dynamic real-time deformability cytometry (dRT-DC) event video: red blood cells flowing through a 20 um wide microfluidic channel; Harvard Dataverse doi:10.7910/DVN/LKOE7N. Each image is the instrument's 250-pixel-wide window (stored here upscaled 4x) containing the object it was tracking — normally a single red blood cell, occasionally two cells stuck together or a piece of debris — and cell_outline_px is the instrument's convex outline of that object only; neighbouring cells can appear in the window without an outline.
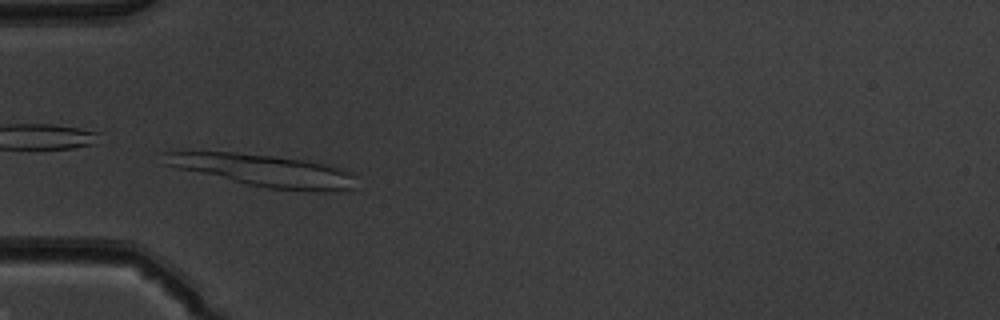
{"species": "common noctule bat (a hibernating species)", "species_latin": "Nyctalus noctula", "temperature_condition": "warm", "stored_images_in_passage": 50, "camera_frame_rate_fps": 3000, "um_per_image_px": 0.085, "animal": {"sex": "male", "body_mass_g": 19.5, "forearm_length_mm": 54.6}, "frame": {"image": 1, "passage_image": 16, "time_ms": 5.0, "image_size_px": [1000, 320], "cell_outline_px": [[356, 188], [268, 188], [248, 184], [176, 168], [164, 164], [164, 152], [236, 152], [272, 156], [304, 160], [328, 164], [344, 168], [352, 172]], "centroid_in_image_um": [22.33, 14.44], "position_along_channel_um": 62.7, "area_um2": 34.39}}
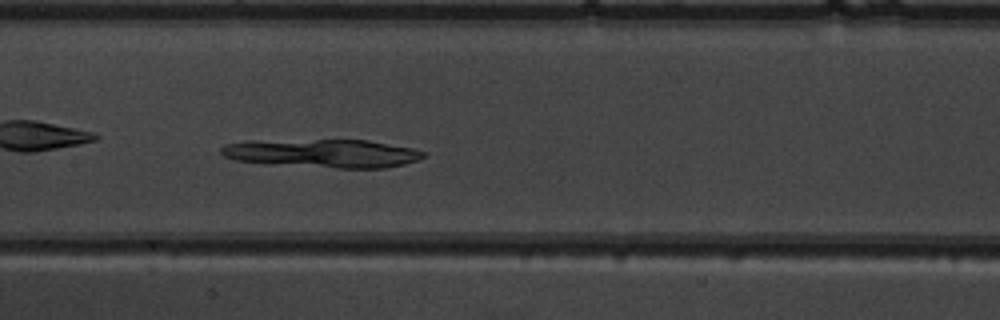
{"frame": {"image": 2, "passage_image": 25, "time_ms": 8.0, "image_size_px": [1000, 320], "cell_outline_px": [[424, 156], [416, 160], [404, 164], [384, 168], [336, 168], [236, 160], [224, 156], [220, 152], [220, 148], [224, 144], [244, 140], [368, 140], [412, 148], [424, 152]], "centroid_in_image_um": [27.4, 13.01], "position_along_channel_um": 180.0, "area_um2": 33.12}}
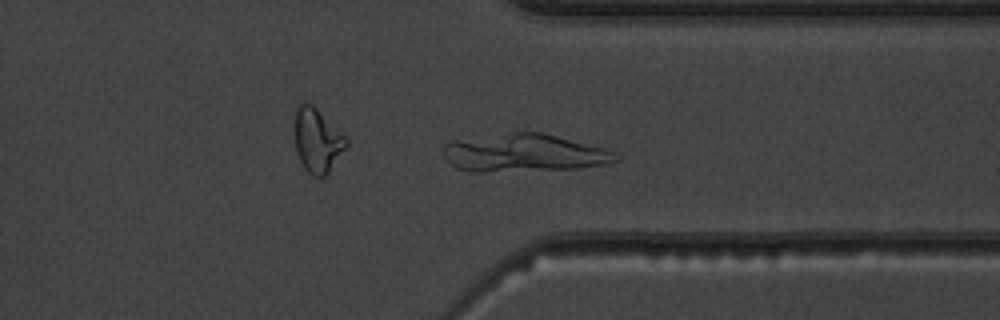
{"frame": {"image": 3, "passage_image": 39, "time_ms": 12.667, "image_size_px": [1000, 320], "cell_outline_px": [[620, 160], [608, 164], [580, 168], [484, 172], [468, 172], [456, 168], [444, 156], [444, 144], [452, 140], [516, 132], [540, 132], [604, 148], [620, 156]], "centroid_in_image_um": [44.54, 13.02], "position_along_channel_um": 366.9, "area_um2": 37.92}}